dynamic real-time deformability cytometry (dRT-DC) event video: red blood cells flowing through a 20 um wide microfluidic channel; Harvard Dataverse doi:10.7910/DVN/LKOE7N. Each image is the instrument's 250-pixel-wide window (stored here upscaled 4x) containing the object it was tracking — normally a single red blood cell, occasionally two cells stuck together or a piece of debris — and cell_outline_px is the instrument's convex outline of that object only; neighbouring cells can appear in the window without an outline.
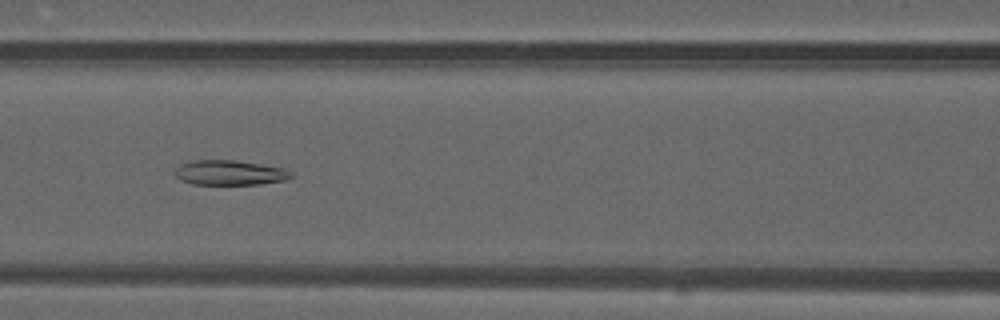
{"species": "common noctule bat (a hibernating species)", "species_latin": "Nyctalus noctula", "temperature_condition": "warm", "stored_images_in_passage": 36, "camera_frame_rate_fps": 3000, "um_per_image_px": 0.085, "animal": {"sex": "male", "forearm_length_mm": 52.5}, "frame": {"image": 1, "passage_image": 10, "time_ms": 3.0, "image_size_px": [1000, 320], "cell_outline_px": [[296, 176], [284, 180], [260, 184], [192, 184], [180, 180], [176, 176], [176, 168], [180, 164], [196, 160], [236, 160], [284, 168], [292, 172]], "centroid_in_image_um": [19.56, 14.68], "position_along_channel_um": 147.0, "area_um2": 16.82}}
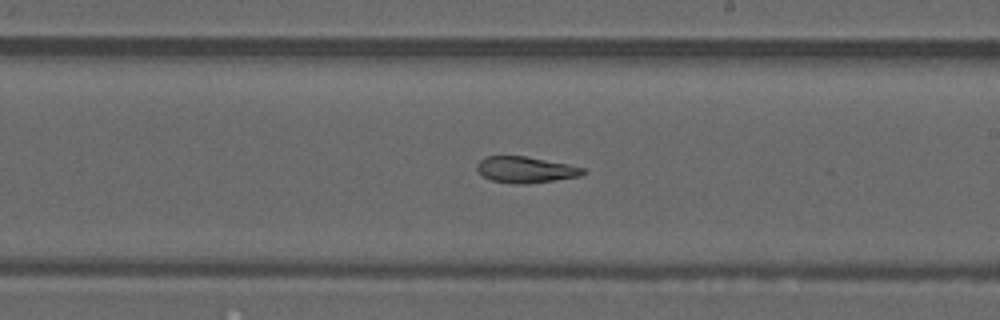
{"frame": {"image": 2, "passage_image": 17, "time_ms": 5.333, "image_size_px": [1000, 320], "cell_outline_px": [[584, 172], [580, 176], [524, 184], [520, 184], [492, 180], [484, 176], [476, 168], [476, 164], [484, 156], [524, 156], [568, 164], [584, 168]], "centroid_in_image_um": [44.64, 14.41], "position_along_channel_um": 244.4, "area_um2": 15.84}}
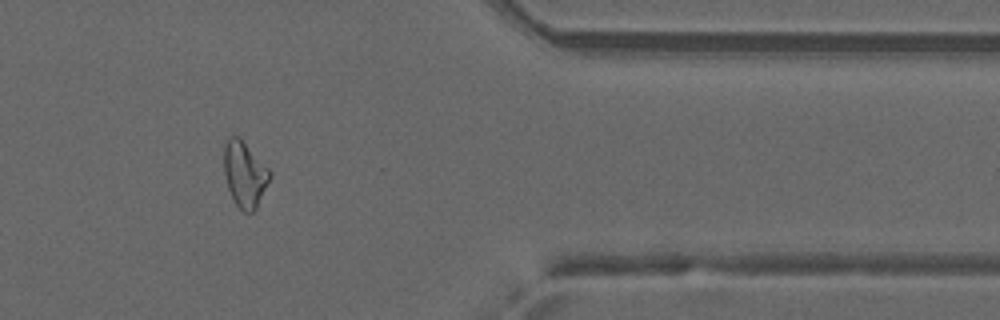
{"frame": {"image": 3, "passage_image": 29, "time_ms": 9.333, "image_size_px": [1000, 320], "cell_outline_px": [[272, 176], [256, 208], [252, 212], [244, 212], [236, 204], [228, 188], [224, 172], [224, 144], [228, 136], [240, 136], [272, 172]], "centroid_in_image_um": [20.8, 14.77], "position_along_channel_um": 390.6, "area_um2": 17.63}}